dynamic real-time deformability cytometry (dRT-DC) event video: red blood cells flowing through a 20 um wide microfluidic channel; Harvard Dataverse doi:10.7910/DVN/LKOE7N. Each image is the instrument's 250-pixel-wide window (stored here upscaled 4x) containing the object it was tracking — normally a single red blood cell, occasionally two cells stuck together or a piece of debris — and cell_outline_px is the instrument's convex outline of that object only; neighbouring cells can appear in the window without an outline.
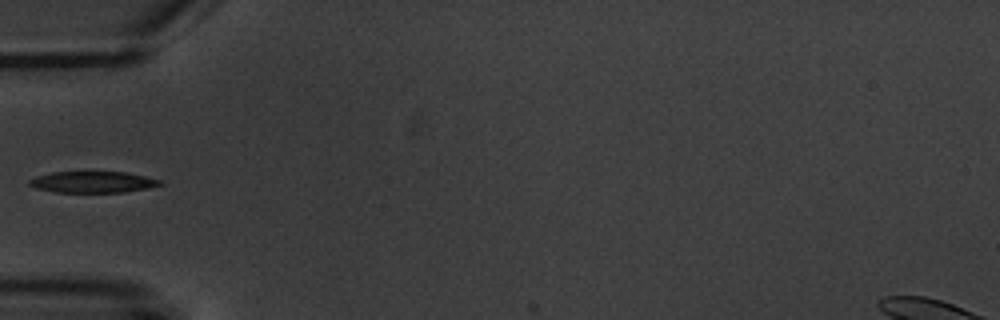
{"species": "common noctule bat (a hibernating species)", "species_latin": "Nyctalus noctula", "temperature_condition": "warm", "stored_images_in_passage": 3, "camera_frame_rate_fps": 3000, "um_per_image_px": 0.085, "animal": {"sex": "male", "body_mass_g": 20.1, "forearm_length_mm": 53.5}, "frame": {"image": 1, "passage_image": 3, "time_ms": 2.333, "image_size_px": [1000, 320], "cell_outline_px": [[164, 184], [124, 192], [56, 192], [36, 188], [28, 184], [28, 180], [36, 176], [52, 172], [124, 172], [144, 176], [160, 180]], "centroid_in_image_um": [7.84, 15.47], "position_along_channel_um": 77.2, "area_um2": 16.01}}